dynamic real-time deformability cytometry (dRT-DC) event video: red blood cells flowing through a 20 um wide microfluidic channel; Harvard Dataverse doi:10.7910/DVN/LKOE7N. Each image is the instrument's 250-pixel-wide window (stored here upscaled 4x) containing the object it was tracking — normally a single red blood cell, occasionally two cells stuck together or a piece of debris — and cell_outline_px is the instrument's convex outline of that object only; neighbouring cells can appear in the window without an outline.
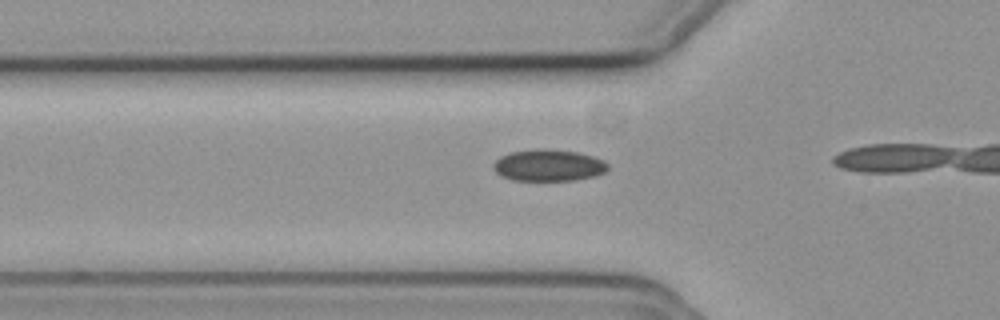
{"species": "common noctule bat (a hibernating species)", "species_latin": "Nyctalus noctula", "temperature_condition": "cold", "stored_images_in_passage": 10, "camera_frame_rate_fps": 3000, "um_per_image_px": 0.085, "animal": {"sex": "female", "body_mass_g": 19.3, "forearm_length_mm": 54.1}, "frame": {"image": 1, "passage_image": 5, "time_ms": 1.333, "image_size_px": [1000, 320], "cell_outline_px": [[608, 168], [604, 172], [596, 176], [572, 180], [512, 180], [496, 172], [492, 168], [492, 164], [500, 156], [512, 152], [536, 148], [548, 148], [576, 152], [592, 156], [604, 160], [608, 164]], "centroid_in_image_um": [46.62, 14.04], "position_along_channel_um": 79.2, "area_um2": 21.15}}